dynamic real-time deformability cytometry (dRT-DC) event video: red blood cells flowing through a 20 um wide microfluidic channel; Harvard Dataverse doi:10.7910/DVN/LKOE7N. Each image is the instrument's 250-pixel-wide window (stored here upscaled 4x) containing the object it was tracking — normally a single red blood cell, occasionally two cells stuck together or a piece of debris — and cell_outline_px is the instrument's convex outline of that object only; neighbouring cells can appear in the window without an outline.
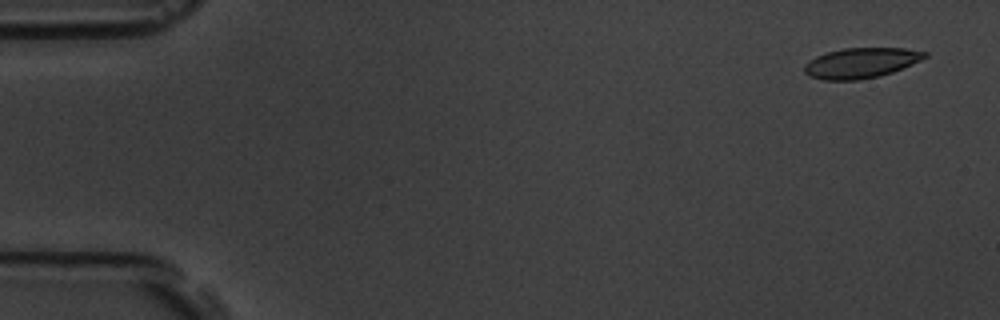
{"species": "common noctule bat (a hibernating species)", "species_latin": "Nyctalus noctula", "temperature_condition": "room temperature", "stored_images_in_passage": 5, "segment_of_instrument_passage": [1, 2], "camera_frame_rate_fps": 3000, "um_per_image_px": 0.085, "animal": {"sex": "male", "body_mass_g": 19.5, "forearm_length_mm": 54.6}, "frame": {"image": 1, "passage_image": 1, "time_ms": 0.0, "image_size_px": [1000, 320], "cell_outline_px": [[928, 56], [912, 64], [892, 72], [880, 76], [856, 80], [824, 80], [808, 76], [804, 72], [804, 64], [808, 60], [816, 56], [828, 52], [844, 48], [904, 48], [928, 52]], "centroid_in_image_um": [73.16, 5.35], "position_along_channel_um": 11.8, "area_um2": 21.27}}
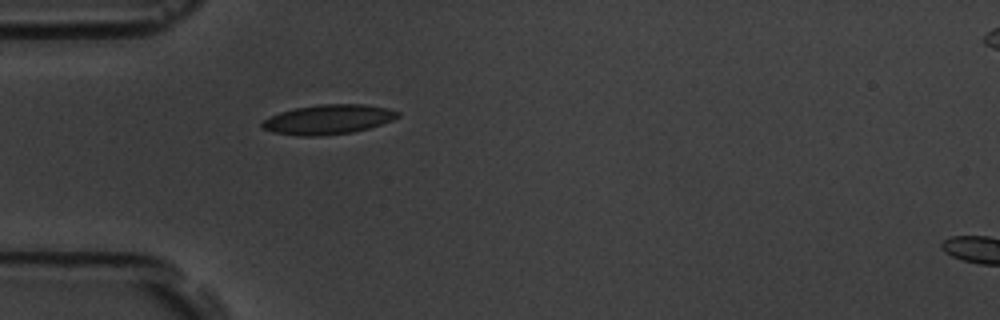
{"frame": {"image": 2, "passage_image": 4, "time_ms": 4.667, "image_size_px": [1000, 320], "cell_outline_px": [[400, 116], [392, 120], [368, 128], [352, 132], [320, 136], [296, 136], [272, 132], [260, 128], [260, 124], [264, 120], [280, 112], [296, 108], [320, 104], [364, 104], [388, 108], [400, 112]], "centroid_in_image_um": [27.88, 10.16], "position_along_channel_um": 57.1, "area_um2": 23.41}}